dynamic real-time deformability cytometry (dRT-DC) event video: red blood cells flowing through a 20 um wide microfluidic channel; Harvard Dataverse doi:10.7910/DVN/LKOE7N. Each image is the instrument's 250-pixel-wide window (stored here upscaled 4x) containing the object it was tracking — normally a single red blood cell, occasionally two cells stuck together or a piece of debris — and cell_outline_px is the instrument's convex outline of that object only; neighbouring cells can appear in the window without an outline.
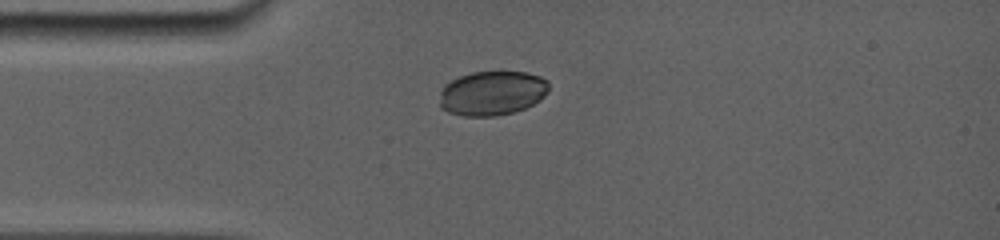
{"species": "common noctule bat (a hibernating species)", "species_latin": "Nyctalus noctula", "temperature_condition": "room temperature", "stored_images_in_passage": 67, "camera_frame_rate_fps": 5000, "um_per_image_px": 0.085, "animal": {"sex": "female", "body_mass_g": 19.0, "forearm_length_mm": 56.7}, "frame": {"image": 1, "passage_image": 1, "time_ms": 0.0, "image_size_px": [1000, 240], "cell_outline_px": [[548, 92], [540, 100], [524, 108], [512, 112], [496, 116], [464, 116], [448, 112], [440, 108], [440, 92], [444, 84], [460, 76], [472, 72], [524, 72], [540, 76], [548, 80]], "centroid_in_image_um": [41.81, 7.92], "position_along_channel_um": 43.2, "area_um2": 28.32}}
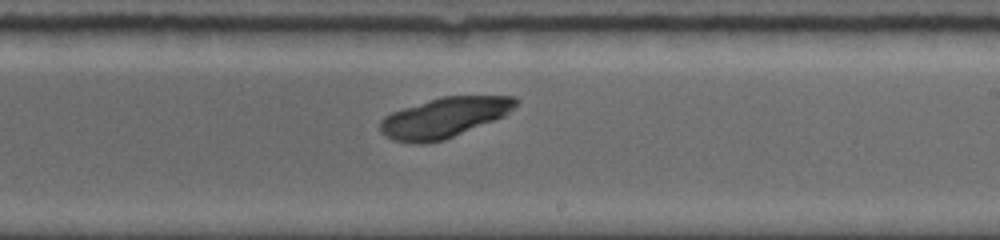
{"frame": {"image": 2, "passage_image": 30, "time_ms": 5.8, "image_size_px": [1000, 240], "cell_outline_px": [[520, 100], [504, 116], [444, 140], [424, 144], [416, 144], [392, 140], [384, 136], [380, 132], [380, 120], [384, 116], [392, 112], [440, 96], [516, 96]], "centroid_in_image_um": [37.72, 10.0], "position_along_channel_um": 251.3, "area_um2": 31.67}}
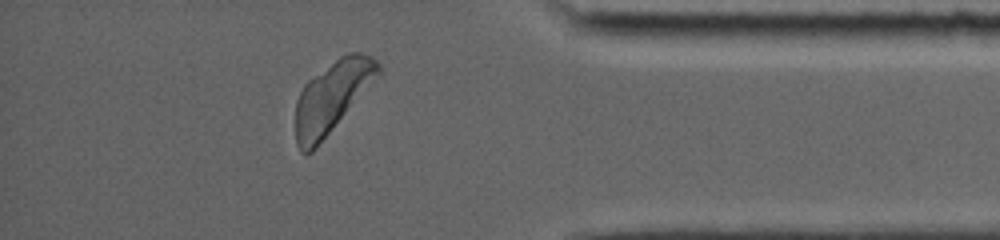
{"frame": {"image": 3, "passage_image": 65, "time_ms": 10.2, "image_size_px": [1000, 240], "cell_outline_px": [[380, 72], [316, 148], [308, 156], [304, 156], [300, 152], [296, 144], [296, 100], [304, 84], [308, 80], [340, 56], [352, 52], [364, 52], [372, 56], [380, 64]], "centroid_in_image_um": [28.17, 8.26], "position_along_channel_um": 407.0, "area_um2": 33.7}}